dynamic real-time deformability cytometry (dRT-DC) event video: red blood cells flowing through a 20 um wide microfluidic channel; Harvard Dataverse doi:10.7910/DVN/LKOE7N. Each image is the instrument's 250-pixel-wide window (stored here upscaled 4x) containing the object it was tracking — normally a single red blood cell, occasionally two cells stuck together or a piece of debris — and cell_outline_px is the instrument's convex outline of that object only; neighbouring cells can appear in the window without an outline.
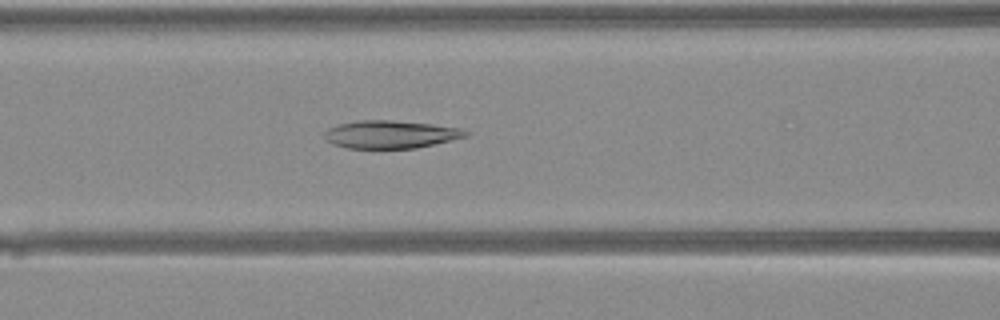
{"species": "Egyptian fruit bat (a non-hibernating species)", "species_latin": "Rousettus aegyptiacus", "temperature_condition": "warm", "stored_images_in_passage": 20, "camera_frame_rate_fps": 3000, "um_per_image_px": 0.085, "animal": {"sex": "female"}, "frame": {"image": 1, "passage_image": 11, "time_ms": 3.333, "image_size_px": [1000, 320], "cell_outline_px": [[468, 136], [416, 148], [344, 148], [332, 144], [324, 136], [324, 132], [328, 128], [340, 124], [356, 120], [392, 120], [432, 124], [460, 128], [468, 132]], "centroid_in_image_um": [33.17, 11.42], "position_along_channel_um": 133.4, "area_um2": 22.83}}
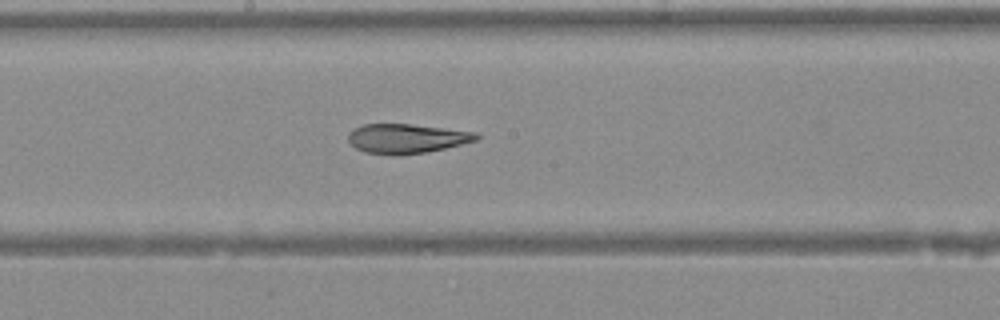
{"frame": {"image": 2, "passage_image": 16, "time_ms": 5.0, "image_size_px": [1000, 320], "cell_outline_px": [[480, 136], [476, 140], [444, 148], [424, 152], [364, 152], [356, 148], [348, 140], [348, 132], [364, 124], [408, 124], [444, 128], [476, 132]], "centroid_in_image_um": [34.57, 11.73], "position_along_channel_um": 213.6, "area_um2": 20.92}}
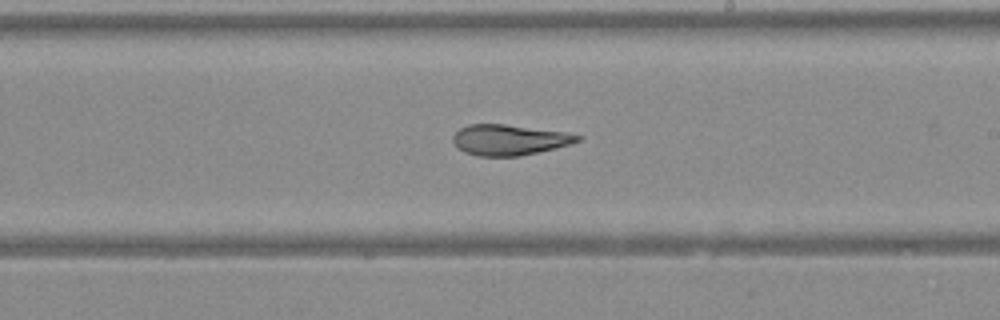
{"frame": {"image": 3, "passage_image": 18, "time_ms": 5.667, "image_size_px": [1000, 320], "cell_outline_px": [[580, 140], [572, 144], [556, 148], [520, 156], [476, 156], [464, 152], [456, 148], [452, 140], [452, 136], [460, 128], [468, 124], [504, 124], [564, 132], [580, 136]], "centroid_in_image_um": [43.23, 11.89], "position_along_channel_um": 245.8, "area_um2": 22.25}}